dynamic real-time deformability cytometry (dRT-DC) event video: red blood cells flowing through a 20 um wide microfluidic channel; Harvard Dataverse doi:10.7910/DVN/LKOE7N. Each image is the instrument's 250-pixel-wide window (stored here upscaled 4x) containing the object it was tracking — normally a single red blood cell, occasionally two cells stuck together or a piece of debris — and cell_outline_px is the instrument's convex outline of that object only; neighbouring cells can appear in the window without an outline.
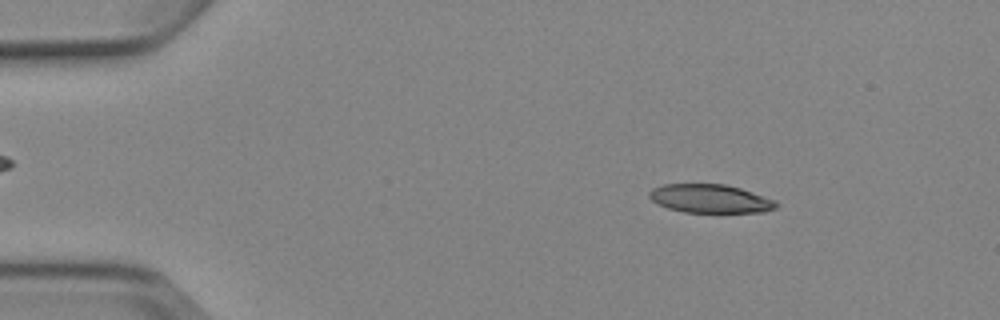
{"species": "Egyptian fruit bat (a non-hibernating species)", "species_latin": "Rousettus aegyptiacus", "temperature_condition": "cold", "stored_images_in_passage": 5, "camera_frame_rate_fps": 3000, "um_per_image_px": 0.085, "animal": {"sex": "female"}, "frame": {"image": 1, "passage_image": 2, "time_ms": 1.333, "image_size_px": [1000, 320], "cell_outline_px": [[780, 204], [776, 208], [764, 212], [684, 212], [668, 208], [656, 204], [648, 196], [648, 192], [652, 188], [664, 184], [724, 184], [740, 188], [776, 200]], "centroid_in_image_um": [60.36, 16.88], "position_along_channel_um": 24.6, "area_um2": 21.21}}
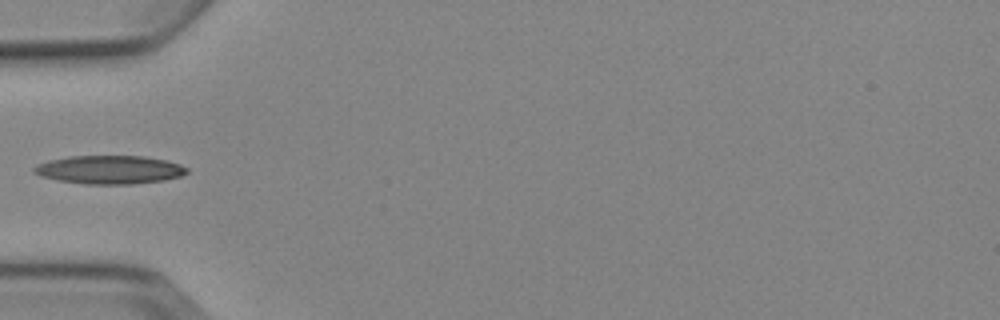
{"frame": {"image": 2, "passage_image": 4, "time_ms": 4.667, "image_size_px": [1000, 320], "cell_outline_px": [[188, 172], [180, 176], [164, 180], [132, 184], [84, 184], [60, 180], [40, 176], [32, 172], [32, 168], [36, 164], [48, 160], [68, 156], [144, 156], [168, 160], [180, 164], [188, 168]], "centroid_in_image_um": [9.3, 14.42], "position_along_channel_um": 75.7, "area_um2": 25.49}}
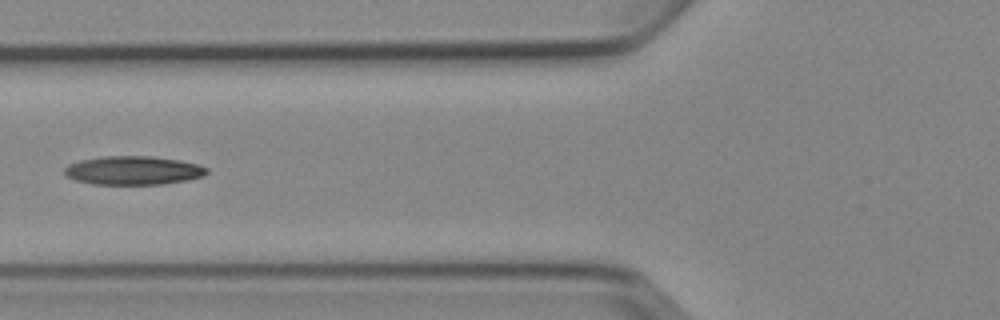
{"frame": {"image": 3, "passage_image": 5, "time_ms": 5.667, "image_size_px": [1000, 320], "cell_outline_px": [[208, 172], [204, 176], [188, 180], [164, 184], [92, 184], [76, 180], [64, 176], [64, 168], [68, 164], [80, 160], [104, 156], [152, 156], [180, 160], [200, 164], [208, 168]], "centroid_in_image_um": [11.34, 14.48], "position_along_channel_um": 114.5, "area_um2": 24.04}}